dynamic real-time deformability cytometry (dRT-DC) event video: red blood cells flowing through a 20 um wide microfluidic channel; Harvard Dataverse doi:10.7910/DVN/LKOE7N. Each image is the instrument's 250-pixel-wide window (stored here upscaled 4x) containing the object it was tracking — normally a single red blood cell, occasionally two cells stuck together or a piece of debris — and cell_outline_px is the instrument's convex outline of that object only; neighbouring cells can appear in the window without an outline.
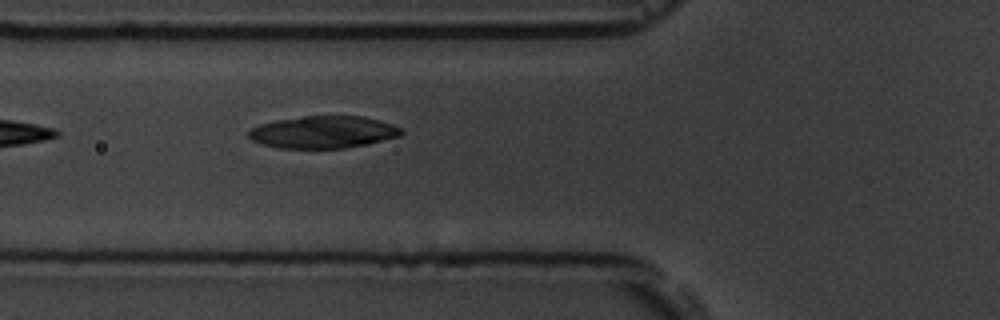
{"species": "common noctule bat (a hibernating species)", "species_latin": "Nyctalus noctula", "temperature_condition": "room temperature", "stored_images_in_passage": 2, "camera_frame_rate_fps": 3000, "um_per_image_px": 0.085, "animal": {"sex": "male", "body_mass_g": 19.5, "forearm_length_mm": 54.6}, "frame": {"image": 1, "passage_image": 2, "time_ms": 1.333, "image_size_px": [1000, 320], "cell_outline_px": [[404, 132], [400, 136], [368, 144], [344, 148], [280, 148], [260, 144], [252, 140], [248, 136], [248, 132], [252, 128], [260, 124], [276, 120], [304, 116], [364, 116], [392, 124], [400, 128]], "centroid_in_image_um": [27.47, 11.23], "position_along_channel_um": 98.3, "area_um2": 28.67}}